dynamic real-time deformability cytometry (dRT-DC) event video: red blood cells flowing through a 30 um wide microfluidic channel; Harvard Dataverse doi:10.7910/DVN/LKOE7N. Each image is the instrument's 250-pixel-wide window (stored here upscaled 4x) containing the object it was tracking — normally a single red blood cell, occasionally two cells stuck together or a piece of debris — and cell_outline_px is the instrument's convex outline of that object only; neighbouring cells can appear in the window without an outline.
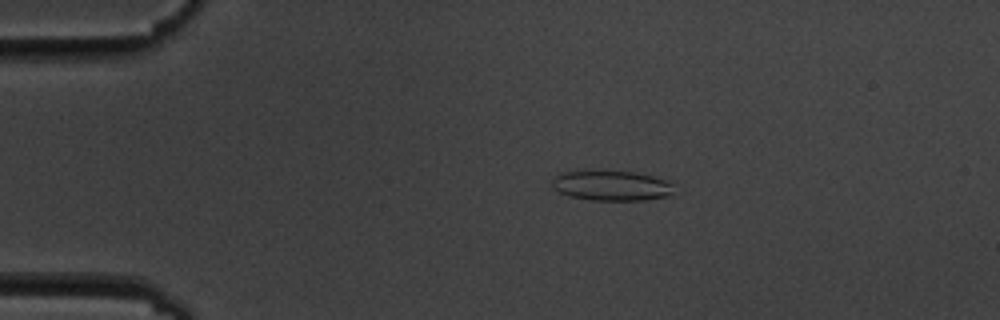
{"species": "common noctule bat (a hibernating species)", "species_latin": "Nyctalus noctula", "temperature_condition": "cold", "stored_images_in_passage": 10, "camera_frame_rate_fps": 3000, "um_per_image_px": 0.085, "animal": {"sex": "male", "body_mass_g": 19.5, "forearm_length_mm": 54.6}, "frame": {"image": 1, "passage_image": 4, "time_ms": 3.333, "image_size_px": [1000, 320], "cell_outline_px": [[672, 196], [644, 200], [592, 200], [572, 196], [560, 192], [552, 188], [552, 180], [556, 172], [580, 168], [596, 168], [632, 172], [652, 176], [664, 180], [668, 184], [672, 192]], "centroid_in_image_um": [51.82, 15.72], "position_along_channel_um": 33.2, "area_um2": 22.14}}
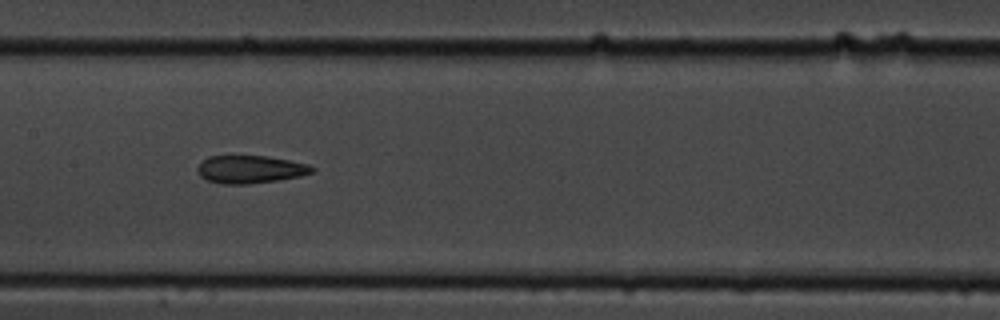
{"frame": {"image": 2, "passage_image": 9, "time_ms": 9.0, "image_size_px": [1000, 320], "cell_outline_px": [[316, 172], [300, 176], [280, 180], [248, 184], [224, 184], [208, 180], [200, 176], [196, 168], [208, 156], [268, 156], [308, 164], [316, 168]], "centroid_in_image_um": [21.32, 14.4], "position_along_channel_um": 186.1, "area_um2": 18.61}}
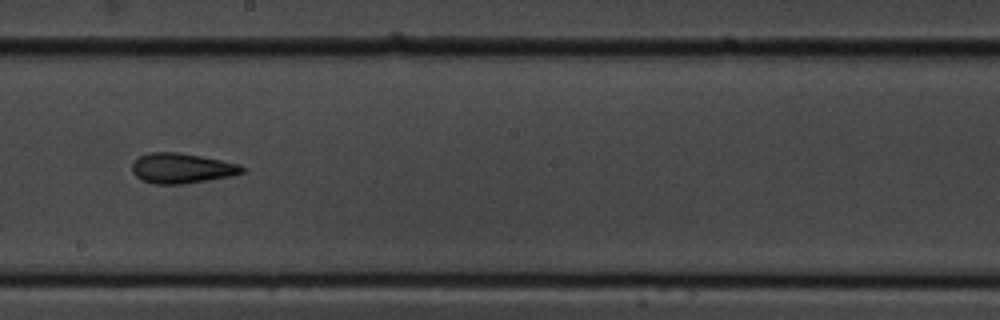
{"frame": {"image": 3, "passage_image": 10, "time_ms": 10.333, "image_size_px": [1000, 320], "cell_outline_px": [[244, 172], [232, 176], [184, 184], [156, 184], [140, 180], [132, 172], [132, 164], [140, 156], [148, 152], [180, 152], [240, 164], [244, 168]], "centroid_in_image_um": [15.44, 14.3], "position_along_channel_um": 232.8, "area_um2": 19.36}}